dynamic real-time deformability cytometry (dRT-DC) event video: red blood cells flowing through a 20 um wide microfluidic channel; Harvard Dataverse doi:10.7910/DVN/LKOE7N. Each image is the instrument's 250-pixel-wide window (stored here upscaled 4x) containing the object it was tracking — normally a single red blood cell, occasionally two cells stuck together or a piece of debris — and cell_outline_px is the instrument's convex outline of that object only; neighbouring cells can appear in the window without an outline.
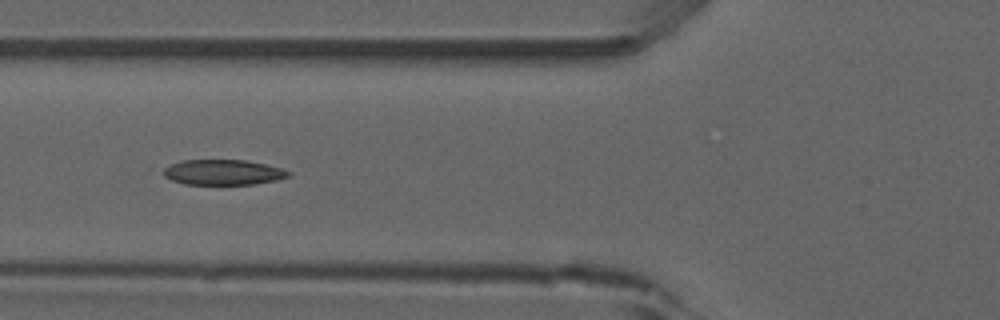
{"species": "common noctule bat (a hibernating species)", "species_latin": "Nyctalus noctula", "temperature_condition": "room temperature", "stored_images_in_passage": 38, "camera_frame_rate_fps": 3000, "um_per_image_px": 0.085, "animal": {"sex": "male", "forearm_length_mm": 52.5}, "frame": {"image": 1, "passage_image": 6, "time_ms": 1.667, "image_size_px": [1000, 320], "cell_outline_px": [[292, 176], [276, 180], [256, 184], [184, 184], [172, 180], [164, 176], [164, 168], [180, 160], [244, 160], [264, 164], [280, 168], [292, 172]], "centroid_in_image_um": [18.99, 14.64], "position_along_channel_um": 106.8, "area_um2": 18.38}}
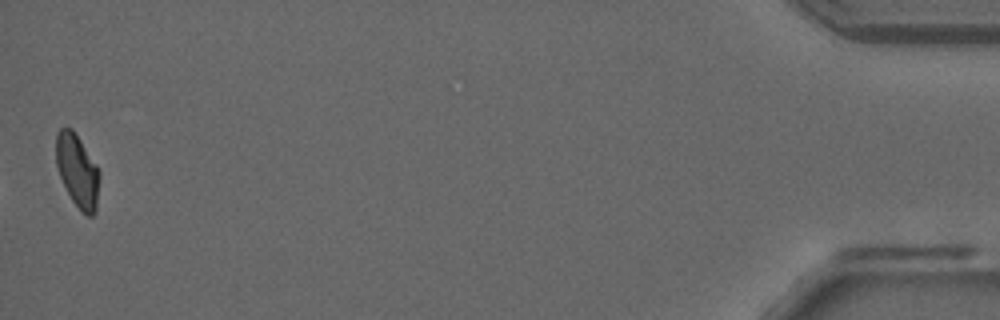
{"frame": {"image": 2, "passage_image": 38, "time_ms": 12.333, "image_size_px": [1000, 320], "cell_outline_px": [[100, 176], [96, 212], [92, 216], [88, 216], [80, 212], [72, 200], [60, 176], [56, 164], [56, 132], [60, 128], [72, 128], [96, 164], [100, 172]], "centroid_in_image_um": [6.59, 14.54], "position_along_channel_um": 428.6, "area_um2": 18.5}, "authors_computed_cell_mechanics": {"area_um2": 18.8717, "velocity_mm_per_s": 3.9149, "shape_relaxation_time_tau1_ms": null, "shape_relaxation_time_tau2_ms": 1.83, "deformation_change_tau1": null, "deformation_change_tau2": 0.0706}}